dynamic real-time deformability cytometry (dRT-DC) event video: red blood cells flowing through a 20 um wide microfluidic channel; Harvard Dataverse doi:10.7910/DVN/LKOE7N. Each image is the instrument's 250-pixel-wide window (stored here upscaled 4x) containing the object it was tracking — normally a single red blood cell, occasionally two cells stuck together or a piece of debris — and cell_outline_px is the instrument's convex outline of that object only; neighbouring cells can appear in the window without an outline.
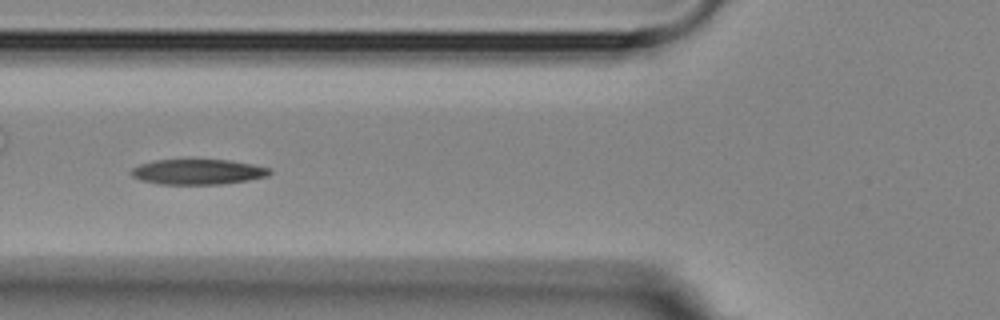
{"species": "Egyptian fruit bat (a non-hibernating species)", "species_latin": "Rousettus aegyptiacus", "temperature_condition": "room temperature", "stored_images_in_passage": 9, "camera_frame_rate_fps": 3000, "um_per_image_px": 0.085, "animal": {"sex": "female"}, "frame": {"image": 1, "passage_image": 6, "time_ms": 5.667, "image_size_px": [1000, 320], "cell_outline_px": [[272, 172], [268, 176], [248, 180], [220, 184], [156, 184], [140, 180], [132, 176], [128, 172], [132, 168], [140, 164], [156, 160], [228, 160], [252, 164], [268, 168]], "centroid_in_image_um": [16.77, 14.61], "position_along_channel_um": 109.0, "area_um2": 20.35}}
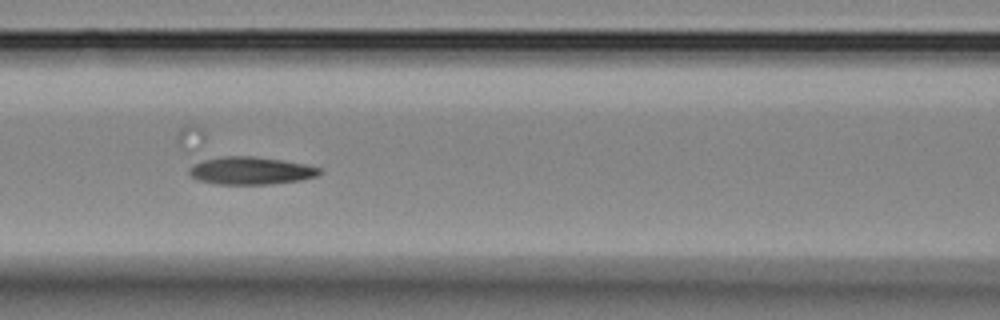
{"frame": {"image": 2, "passage_image": 7, "time_ms": 6.667, "image_size_px": [1000, 320], "cell_outline_px": [[324, 172], [316, 176], [300, 180], [272, 184], [216, 184], [200, 180], [192, 176], [188, 172], [188, 168], [192, 164], [204, 160], [224, 156], [252, 156], [284, 160], [324, 168]], "centroid_in_image_um": [21.36, 14.5], "position_along_channel_um": 145.2, "area_um2": 21.1}}
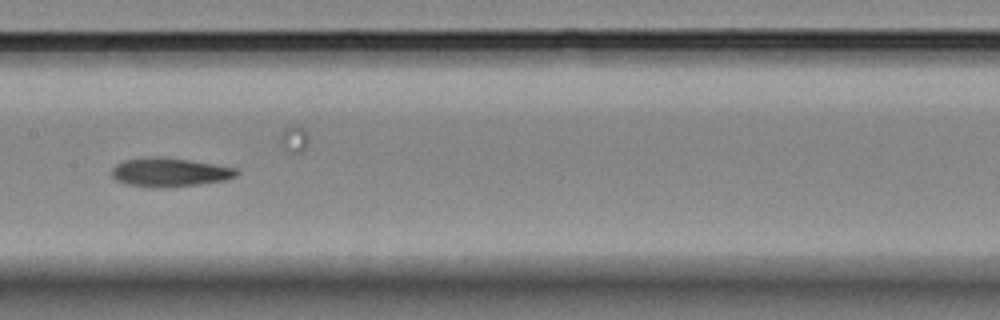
{"frame": {"image": 3, "passage_image": 8, "time_ms": 8.0, "image_size_px": [1000, 320], "cell_outline_px": [[240, 172], [236, 176], [224, 180], [200, 184], [172, 188], [148, 188], [124, 184], [116, 180], [112, 176], [112, 168], [116, 164], [124, 160], [144, 156], [156, 156], [188, 160], [236, 168]], "centroid_in_image_um": [14.36, 14.66], "position_along_channel_um": 193.0, "area_um2": 21.33}}